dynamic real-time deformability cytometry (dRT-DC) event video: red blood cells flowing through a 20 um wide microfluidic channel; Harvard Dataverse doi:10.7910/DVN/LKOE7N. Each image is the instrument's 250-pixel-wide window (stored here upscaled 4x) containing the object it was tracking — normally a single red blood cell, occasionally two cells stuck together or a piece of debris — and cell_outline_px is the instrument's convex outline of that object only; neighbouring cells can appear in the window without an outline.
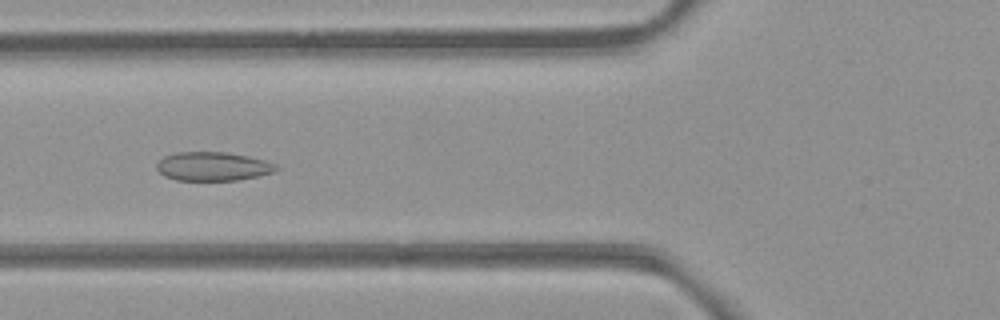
{"species": "common noctule bat (a hibernating species)", "species_latin": "Nyctalus noctula", "temperature_condition": "room temperature", "stored_images_in_passage": 54, "camera_frame_rate_fps": 3000, "um_per_image_px": 0.085, "animal": {"sex": "female", "body_mass_g": 21.9}, "frame": {"image": 1, "passage_image": 21, "time_ms": 6.667, "image_size_px": [1000, 320], "cell_outline_px": [[280, 168], [272, 172], [260, 176], [236, 180], [176, 180], [164, 176], [156, 168], [156, 164], [164, 156], [176, 152], [224, 152], [248, 156], [264, 160], [276, 164]], "centroid_in_image_um": [18.09, 14.14], "position_along_channel_um": 107.7, "area_um2": 20.06}}
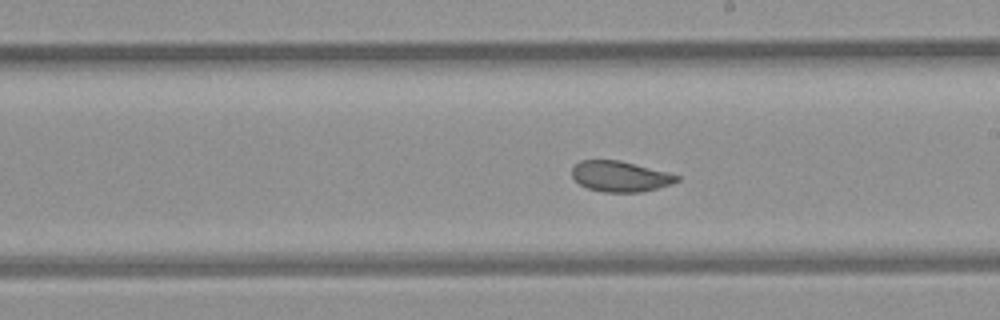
{"frame": {"image": 2, "passage_image": 31, "time_ms": 10.0, "image_size_px": [1000, 320], "cell_outline_px": [[680, 180], [672, 184], [640, 192], [604, 192], [588, 188], [580, 184], [572, 176], [572, 168], [580, 160], [616, 160], [680, 176]], "centroid_in_image_um": [52.68, 15.0], "position_along_channel_um": 236.3, "area_um2": 18.26}}
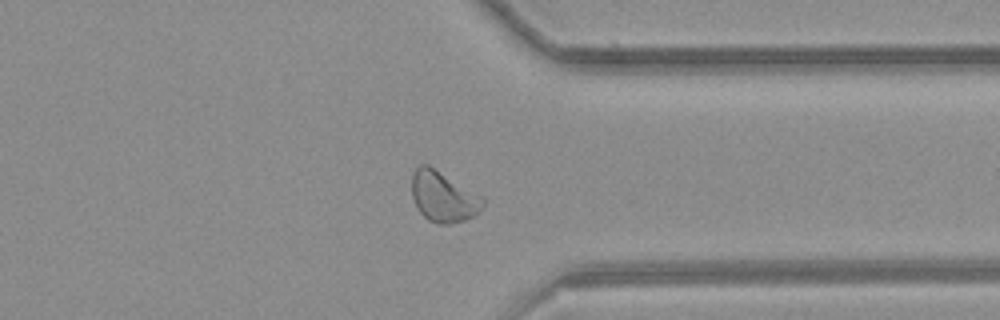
{"frame": {"image": 3, "passage_image": 42, "time_ms": 13.667, "image_size_px": [1000, 320], "cell_outline_px": [[484, 204], [480, 212], [464, 220], [448, 224], [436, 224], [428, 220], [420, 212], [412, 196], [412, 172], [420, 164], [428, 164], [484, 196]], "centroid_in_image_um": [37.7, 16.7], "position_along_channel_um": 373.7, "area_um2": 21.15}, "authors_computed_cell_mechanics": {"area_um2": 21.1259, "velocity_mm_per_s": 3.846, "shape_relaxation_time_tau1_ms": null, "shape_relaxation_time_tau2_ms": 1.2853, "deformation_change_tau1": null, "deformation_change_tau2": 0.0448}}